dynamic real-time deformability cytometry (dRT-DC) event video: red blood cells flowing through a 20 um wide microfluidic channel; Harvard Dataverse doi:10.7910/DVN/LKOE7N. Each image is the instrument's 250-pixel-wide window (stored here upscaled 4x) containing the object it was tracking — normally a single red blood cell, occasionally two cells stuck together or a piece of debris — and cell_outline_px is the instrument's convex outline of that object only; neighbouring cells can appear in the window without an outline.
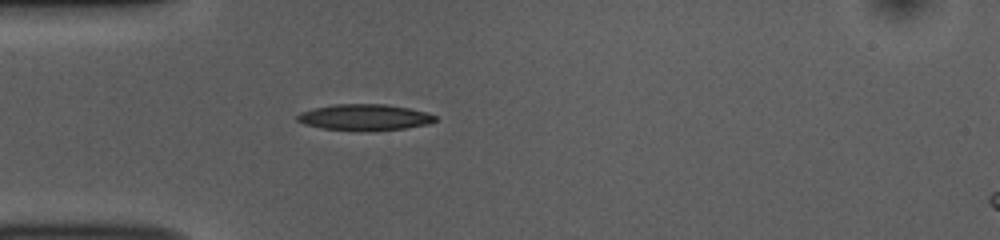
{"species": "common noctule bat (a hibernating species)", "species_latin": "Nyctalus noctula", "temperature_condition": "room temperature", "stored_images_in_passage": 42, "camera_frame_rate_fps": 3000, "um_per_image_px": 0.085, "animal": {"sex": "female", "body_mass_g": 10.0, "forearm_length_mm": 53.1}, "frame": {"image": 1, "passage_image": 5, "time_ms": 1.333, "image_size_px": [1000, 240], "cell_outline_px": [[436, 120], [428, 124], [404, 128], [360, 132], [324, 128], [304, 124], [296, 120], [296, 116], [300, 112], [332, 104], [384, 104], [408, 108], [424, 112], [436, 116]], "centroid_in_image_um": [30.95, 9.98], "position_along_channel_um": 54.0, "area_um2": 20.98}}
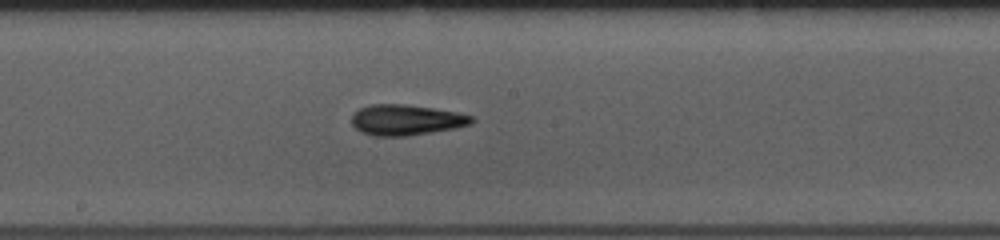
{"frame": {"image": 2, "passage_image": 18, "time_ms": 5.667, "image_size_px": [1000, 240], "cell_outline_px": [[476, 120], [472, 124], [456, 128], [408, 136], [372, 136], [360, 132], [352, 124], [352, 112], [360, 108], [372, 104], [404, 104], [432, 108], [456, 112], [472, 116]], "centroid_in_image_um": [34.51, 10.2], "position_along_channel_um": 213.7, "area_um2": 21.56}}
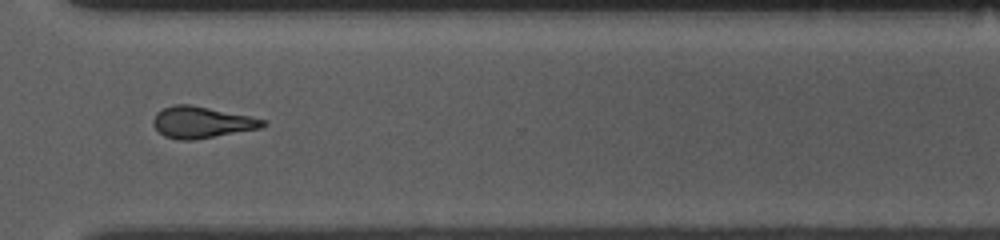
{"frame": {"image": 3, "passage_image": 29, "time_ms": 9.333, "image_size_px": [1000, 240], "cell_outline_px": [[268, 124], [260, 128], [192, 140], [180, 140], [164, 136], [152, 124], [152, 120], [156, 112], [172, 104], [192, 104], [268, 120]], "centroid_in_image_um": [17.13, 10.38], "position_along_channel_um": 353.5, "area_um2": 20.11}, "authors_computed_cell_mechanics": {"area_um2": 20.2011, "velocity_mm_per_s": 3.8237, "shape_relaxation_time_tau1_ms": 3.603, "shape_relaxation_time_tau2_ms": 4.3242, "deformation_change_tau1": 0.1511, "deformation_change_tau2": 0.1326}}